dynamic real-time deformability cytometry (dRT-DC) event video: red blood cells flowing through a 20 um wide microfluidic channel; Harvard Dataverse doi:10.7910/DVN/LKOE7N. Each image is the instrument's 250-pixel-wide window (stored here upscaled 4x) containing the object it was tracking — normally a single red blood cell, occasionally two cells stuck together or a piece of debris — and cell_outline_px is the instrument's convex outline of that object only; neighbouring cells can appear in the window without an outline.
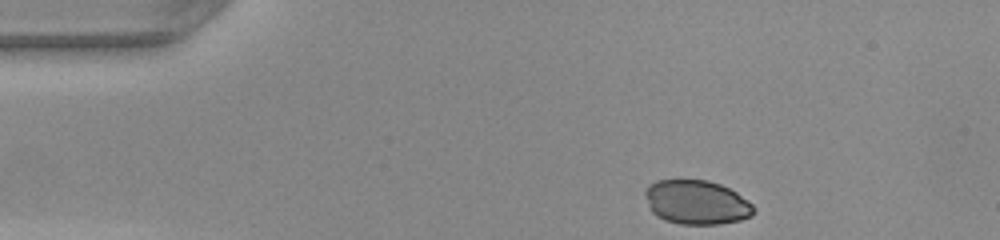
{"species": "common noctule bat (a hibernating species)", "species_latin": "Nyctalus noctula", "temperature_condition": "warm", "stored_images_in_passage": 32, "camera_frame_rate_fps": 3000, "um_per_image_px": 0.085, "animal": {"sex": "female", "body_mass_g": 22.0, "forearm_length_mm": 56.7}, "frame": {"image": 1, "passage_image": 1, "time_ms": 0.0, "image_size_px": [1000, 240], "cell_outline_px": [[756, 208], [752, 216], [740, 220], [720, 224], [680, 224], [664, 220], [656, 216], [652, 212], [644, 196], [644, 192], [648, 184], [656, 180], [708, 180], [720, 184], [736, 192], [748, 200]], "centroid_in_image_um": [59.2, 17.2], "position_along_channel_um": 25.8, "area_um2": 28.21}}